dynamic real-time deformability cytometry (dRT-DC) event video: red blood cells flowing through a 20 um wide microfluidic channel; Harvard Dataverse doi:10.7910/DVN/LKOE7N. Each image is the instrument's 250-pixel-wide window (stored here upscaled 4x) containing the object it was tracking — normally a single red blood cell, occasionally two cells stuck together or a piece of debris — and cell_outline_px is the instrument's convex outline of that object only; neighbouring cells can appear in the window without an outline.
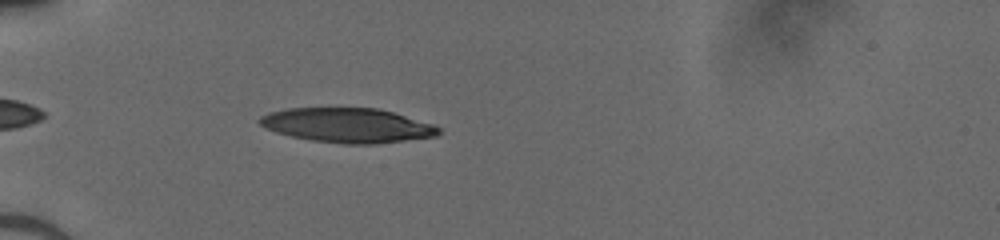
{"species": "human", "species_latin": "Homo sapiens", "temperature_condition": "cold", "stored_images_in_passage": 38, "camera_frame_rate_fps": 3000, "um_per_image_px": 0.085, "donor": {"sex": "male"}, "frame": {"image": 1, "passage_image": 4, "time_ms": 1.0, "image_size_px": [1000, 240], "cell_outline_px": [[440, 132], [436, 136], [372, 144], [344, 144], [312, 140], [292, 136], [276, 132], [260, 124], [256, 120], [260, 116], [268, 112], [288, 108], [380, 108], [432, 124], [440, 128]], "centroid_in_image_um": [29.51, 10.64], "position_along_channel_um": 55.5, "area_um2": 35.78}}
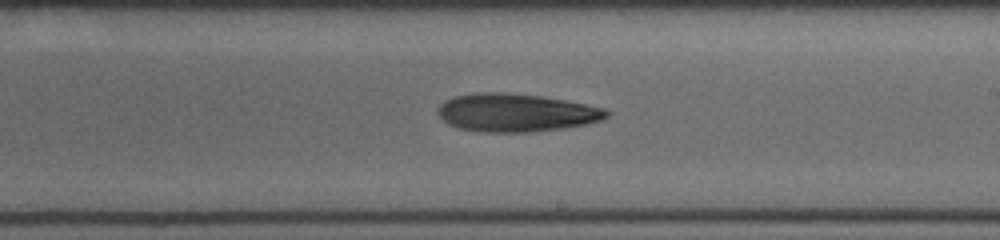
{"frame": {"image": 2, "passage_image": 19, "time_ms": 6.0, "image_size_px": [1000, 240], "cell_outline_px": [[612, 112], [608, 116], [600, 120], [584, 124], [564, 128], [528, 132], [484, 132], [460, 128], [448, 124], [436, 112], [440, 104], [444, 100], [456, 96], [476, 92], [504, 92], [540, 96], [564, 100], [604, 108]], "centroid_in_image_um": [43.84, 9.57], "position_along_channel_um": 245.2, "area_um2": 37.28}}
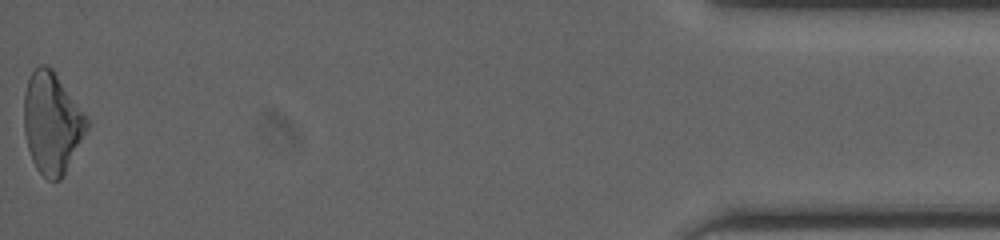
{"frame": {"image": 3, "passage_image": 38, "time_ms": 12.333, "image_size_px": [1000, 240], "cell_outline_px": [[88, 128], [60, 180], [48, 180], [36, 168], [32, 160], [28, 148], [24, 132], [24, 92], [28, 80], [32, 72], [40, 64], [44, 64], [52, 68], [88, 120]], "centroid_in_image_um": [4.38, 10.44], "position_along_channel_um": 430.8, "area_um2": 36.36}}